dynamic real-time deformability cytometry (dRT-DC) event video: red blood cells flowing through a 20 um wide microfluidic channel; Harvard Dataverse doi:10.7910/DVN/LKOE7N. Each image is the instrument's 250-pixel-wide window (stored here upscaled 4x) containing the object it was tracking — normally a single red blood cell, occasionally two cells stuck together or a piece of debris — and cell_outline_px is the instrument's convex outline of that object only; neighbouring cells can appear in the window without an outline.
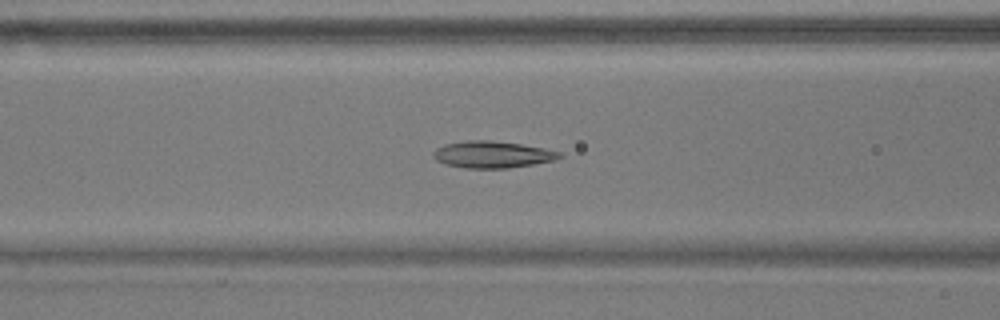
{"species": "common noctule bat (a hibernating species)", "species_latin": "Nyctalus noctula", "temperature_condition": "warm", "stored_images_in_passage": 38, "camera_frame_rate_fps": 3000, "um_per_image_px": 0.085, "animal": {"sex": "male", "body_mass_g": 17.9}, "frame": {"image": 1, "passage_image": 10, "time_ms": 3.0, "image_size_px": [1000, 320], "cell_outline_px": [[564, 156], [552, 160], [532, 164], [508, 168], [464, 168], [448, 164], [436, 160], [432, 156], [432, 152], [436, 148], [444, 144], [468, 140], [492, 140], [520, 144], [560, 152]], "centroid_in_image_um": [41.79, 13.13], "position_along_channel_um": 124.8, "area_um2": 19.48}}
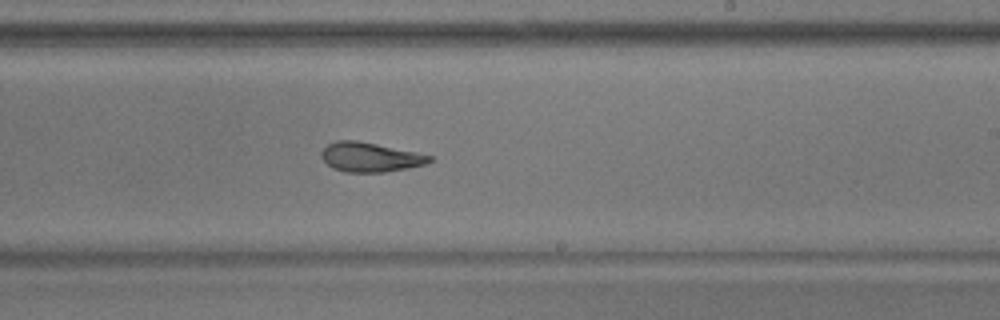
{"frame": {"image": 2, "passage_image": 21, "time_ms": 6.667, "image_size_px": [1000, 320], "cell_outline_px": [[432, 160], [424, 164], [408, 168], [384, 172], [344, 172], [332, 168], [320, 156], [320, 152], [328, 144], [336, 140], [356, 140], [376, 144], [432, 156]], "centroid_in_image_um": [31.4, 13.36], "position_along_channel_um": 257.6, "area_um2": 18.32}}
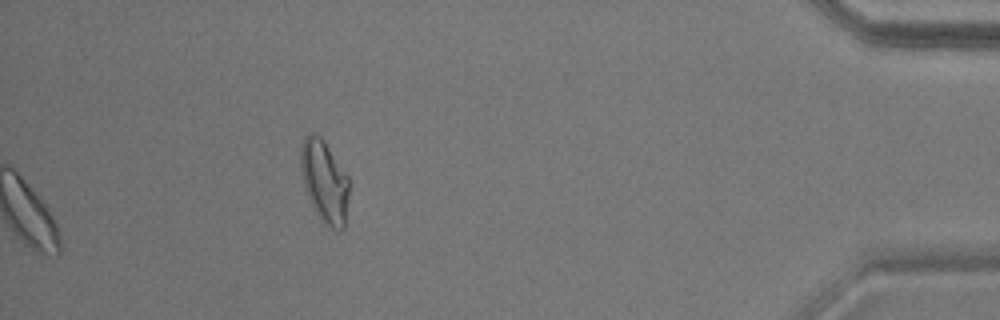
{"frame": {"image": 3, "passage_image": 38, "time_ms": 12.333, "image_size_px": [1000, 320], "cell_outline_px": [[352, 180], [344, 228], [340, 232], [332, 228], [316, 212], [308, 196], [300, 172], [300, 144], [304, 136], [316, 132], [324, 140]], "centroid_in_image_um": [27.62, 15.37], "position_along_channel_um": 407.6, "area_um2": 23.7}, "authors_computed_cell_mechanics": {"area_um2": 19.5075, "velocity_mm_per_s": 3.6256, "shape_relaxation_time_tau1_ms": null, "shape_relaxation_time_tau2_ms": 2.0827, "deformation_change_tau1": null, "deformation_change_tau2": 0.0917}}